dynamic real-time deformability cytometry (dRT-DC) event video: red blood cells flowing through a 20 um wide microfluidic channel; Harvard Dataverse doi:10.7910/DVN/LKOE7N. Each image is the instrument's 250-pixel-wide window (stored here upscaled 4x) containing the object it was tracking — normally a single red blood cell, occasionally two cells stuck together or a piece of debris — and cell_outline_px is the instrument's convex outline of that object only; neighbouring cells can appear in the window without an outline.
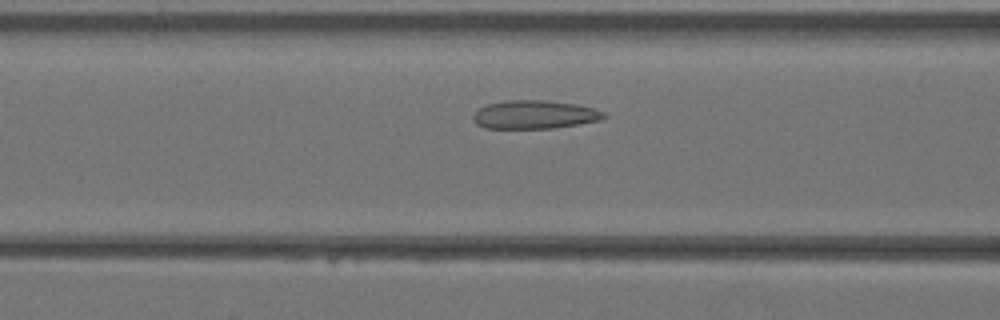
{"species": "Egyptian fruit bat (a non-hibernating species)", "species_latin": "Rousettus aegyptiacus", "temperature_condition": "warm", "stored_images_in_passage": 7, "camera_frame_rate_fps": 3000, "um_per_image_px": 0.085, "animal": {"sex": "female"}, "frame": {"image": 1, "passage_image": 5, "time_ms": 1.333, "image_size_px": [1000, 320], "cell_outline_px": [[608, 116], [600, 120], [552, 128], [484, 128], [476, 124], [472, 120], [472, 116], [476, 108], [488, 104], [508, 100], [544, 100], [576, 104], [596, 108], [604, 112]], "centroid_in_image_um": [45.4, 9.73], "position_along_channel_um": 121.2, "area_um2": 21.79}}